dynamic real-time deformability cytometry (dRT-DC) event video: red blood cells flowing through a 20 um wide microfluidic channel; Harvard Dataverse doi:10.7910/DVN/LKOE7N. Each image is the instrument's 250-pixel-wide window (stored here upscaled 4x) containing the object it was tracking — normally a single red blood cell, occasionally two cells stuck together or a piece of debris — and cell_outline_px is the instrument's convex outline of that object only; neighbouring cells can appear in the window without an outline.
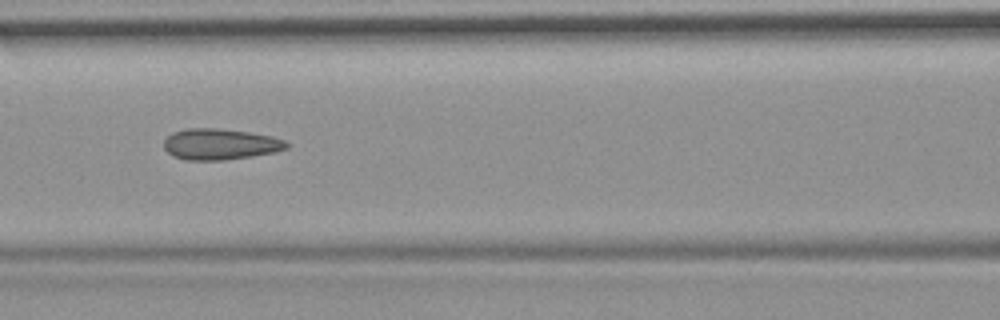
{"species": "common noctule bat (a hibernating species)", "species_latin": "Nyctalus noctula", "temperature_condition": "room temperature", "stored_images_in_passage": 53, "camera_frame_rate_fps": 3000, "um_per_image_px": 0.085, "animal": {"sex": "female", "body_mass_g": 19.9}, "frame": {"image": 1, "passage_image": 23, "time_ms": 7.333, "image_size_px": [1000, 320], "cell_outline_px": [[288, 148], [272, 152], [252, 156], [224, 160], [184, 160], [172, 156], [164, 148], [164, 140], [172, 132], [184, 128], [216, 128], [248, 132], [272, 136], [284, 140], [288, 144]], "centroid_in_image_um": [18.67, 12.25], "position_along_channel_um": 147.9, "area_um2": 22.2}, "authors_computed_cell_mechanics": {"area_um2": 21.675, "velocity_mm_per_s": 3.7384, "shape_relaxation_time_tau1_ms": null, "shape_relaxation_time_tau2_ms": 2.4059, "deformation_change_tau1": null, "deformation_change_tau2": 0.1125}}